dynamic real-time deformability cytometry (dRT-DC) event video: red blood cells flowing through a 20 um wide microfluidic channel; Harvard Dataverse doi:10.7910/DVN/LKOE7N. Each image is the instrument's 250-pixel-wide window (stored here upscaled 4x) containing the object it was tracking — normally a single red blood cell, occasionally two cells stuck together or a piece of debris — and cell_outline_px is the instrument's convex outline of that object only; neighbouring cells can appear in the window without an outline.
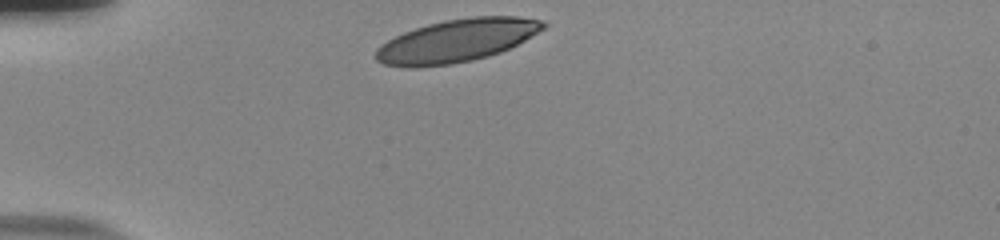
{"species": "human", "species_latin": "Homo sapiens", "temperature_condition": "room temperature", "stored_images_in_passage": 32, "camera_frame_rate_fps": 3000, "um_per_image_px": 0.085, "donor": {"sex": "male"}, "frame": {"image": 1, "passage_image": 1, "time_ms": 0.0, "image_size_px": [1000, 240], "cell_outline_px": [[548, 24], [544, 28], [524, 40], [500, 52], [488, 56], [472, 60], [452, 64], [416, 68], [408, 68], [384, 64], [376, 60], [376, 48], [380, 44], [404, 32], [428, 24], [444, 20], [472, 16], [516, 16], [540, 20]], "centroid_in_image_um": [38.78, 3.46], "position_along_channel_um": 46.2, "area_um2": 41.67}}
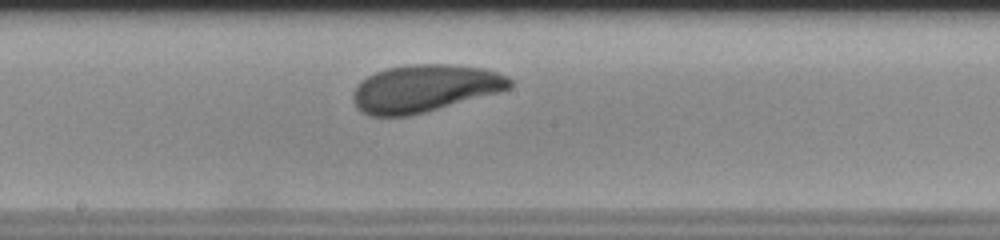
{"frame": {"image": 2, "passage_image": 17, "time_ms": 5.333, "image_size_px": [1000, 240], "cell_outline_px": [[512, 84], [508, 88], [500, 92], [424, 112], [408, 116], [368, 116], [360, 112], [356, 108], [352, 100], [352, 96], [356, 88], [368, 76], [376, 72], [388, 68], [412, 64], [448, 64], [484, 68], [508, 76], [512, 80]], "centroid_in_image_um": [36.08, 7.52], "position_along_channel_um": 212.1, "area_um2": 43.06}}
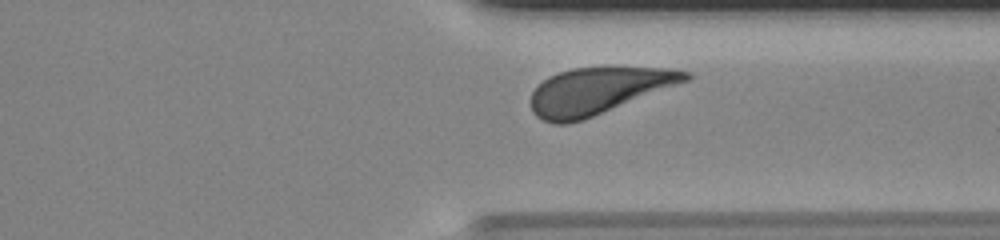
{"frame": {"image": 3, "passage_image": 29, "time_ms": 9.333, "image_size_px": [1000, 240], "cell_outline_px": [[692, 76], [688, 80], [584, 120], [568, 124], [556, 124], [544, 120], [536, 116], [532, 112], [532, 92], [548, 76], [572, 68], [672, 68], [692, 72]], "centroid_in_image_um": [50.84, 7.73], "position_along_channel_um": 360.6, "area_um2": 41.5}, "authors_computed_cell_mechanics": {"area_um2": 42.8876, "velocity_mm_per_s": 3.7019, "shape_relaxation_time_tau1_ms": 3.9783, "shape_relaxation_time_tau2_ms": 6.1478, "deformation_change_tau1": 0.1628, "deformation_change_tau2": 0.1245}}